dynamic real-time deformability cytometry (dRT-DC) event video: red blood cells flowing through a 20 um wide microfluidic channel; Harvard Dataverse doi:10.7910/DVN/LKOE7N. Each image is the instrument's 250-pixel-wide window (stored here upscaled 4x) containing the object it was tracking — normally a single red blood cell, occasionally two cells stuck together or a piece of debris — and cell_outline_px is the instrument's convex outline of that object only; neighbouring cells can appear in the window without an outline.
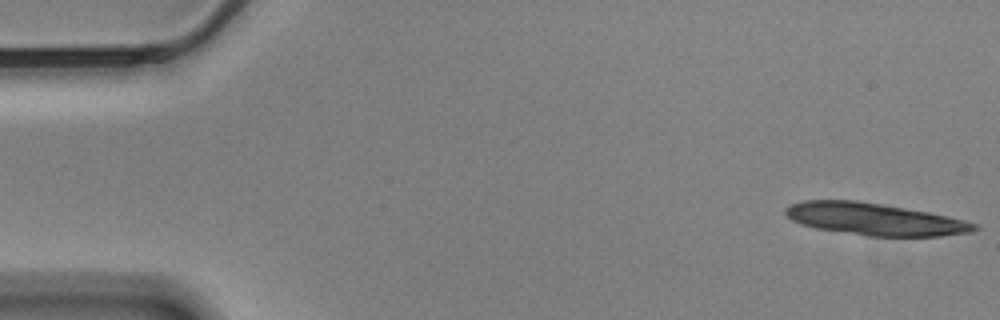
{"species": "Egyptian fruit bat (a non-hibernating species)", "species_latin": "Rousettus aegyptiacus", "temperature_condition": "cold", "stored_images_in_passage": 15, "camera_frame_rate_fps": 3000, "um_per_image_px": 0.085, "animal": {"sex": "male"}, "frame": {"image": 1, "passage_image": 1, "time_ms": 0.0, "image_size_px": [1000, 320], "cell_outline_px": [[980, 228], [972, 232], [940, 236], [868, 236], [816, 228], [800, 224], [792, 220], [784, 212], [784, 208], [792, 204], [804, 200], [856, 200], [884, 204], [928, 212], [948, 216], [964, 220], [976, 224]], "centroid_in_image_um": [74.34, 18.62], "position_along_channel_um": 10.7, "area_um2": 35.32}}